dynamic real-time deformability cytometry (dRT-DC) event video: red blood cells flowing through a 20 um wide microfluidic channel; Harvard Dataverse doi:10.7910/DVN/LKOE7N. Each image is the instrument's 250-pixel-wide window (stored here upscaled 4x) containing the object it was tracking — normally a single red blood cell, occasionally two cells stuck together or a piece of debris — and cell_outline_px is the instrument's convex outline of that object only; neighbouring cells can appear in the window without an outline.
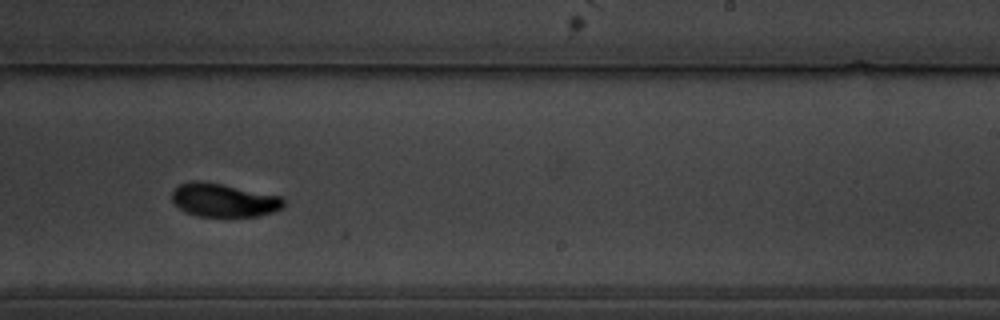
{"species": "common noctule bat (a hibernating species)", "species_latin": "Nyctalus noctula", "temperature_condition": "warm", "stored_images_in_passage": 15, "camera_frame_rate_fps": 3000, "um_per_image_px": 0.085, "animal": {"sex": "male", "body_mass_g": 19.5, "forearm_length_mm": 54.6}, "frame": {"image": 1, "passage_image": 9, "time_ms": 9.667, "image_size_px": [1000, 320], "cell_outline_px": [[284, 208], [260, 216], [196, 216], [184, 212], [172, 200], [172, 188], [180, 184], [192, 180], [196, 180], [224, 184], [284, 196]], "centroid_in_image_um": [19.04, 17.0], "position_along_channel_um": 270.0, "area_um2": 22.14}}
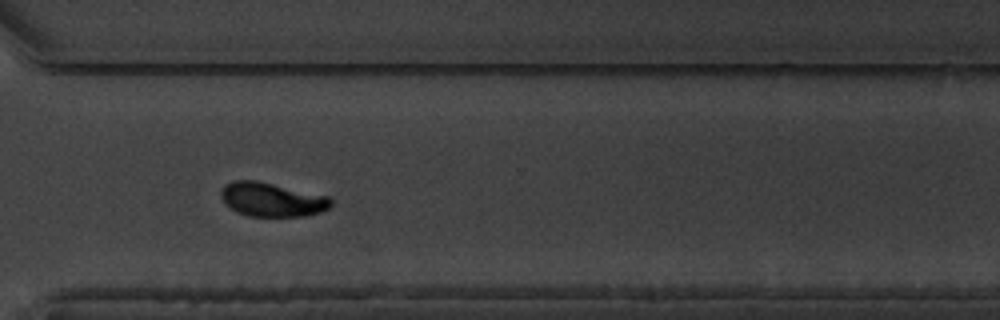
{"frame": {"image": 2, "passage_image": 11, "time_ms": 12.0, "image_size_px": [1000, 320], "cell_outline_px": [[332, 204], [328, 208], [320, 212], [308, 216], [248, 216], [236, 212], [224, 204], [220, 196], [220, 192], [224, 184], [232, 180], [256, 180], [328, 196], [332, 200]], "centroid_in_image_um": [23.07, 16.96], "position_along_channel_um": 347.5, "area_um2": 21.96}}